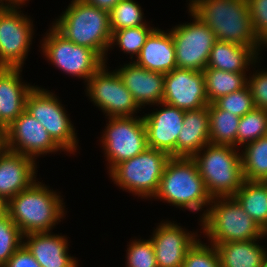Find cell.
Returning a JSON list of instances; mask_svg holds the SVG:
<instances>
[{
  "instance_id": "obj_7",
  "label": "cell",
  "mask_w": 267,
  "mask_h": 267,
  "mask_svg": "<svg viewBox=\"0 0 267 267\" xmlns=\"http://www.w3.org/2000/svg\"><path fill=\"white\" fill-rule=\"evenodd\" d=\"M170 158L167 153L148 147L135 157L117 164L108 173L109 178L120 190L141 200H153Z\"/></svg>"
},
{
  "instance_id": "obj_33",
  "label": "cell",
  "mask_w": 267,
  "mask_h": 267,
  "mask_svg": "<svg viewBox=\"0 0 267 267\" xmlns=\"http://www.w3.org/2000/svg\"><path fill=\"white\" fill-rule=\"evenodd\" d=\"M23 244V234L6 213L0 218V267H3L14 252Z\"/></svg>"
},
{
  "instance_id": "obj_45",
  "label": "cell",
  "mask_w": 267,
  "mask_h": 267,
  "mask_svg": "<svg viewBox=\"0 0 267 267\" xmlns=\"http://www.w3.org/2000/svg\"><path fill=\"white\" fill-rule=\"evenodd\" d=\"M262 267H267V258L266 261L263 263Z\"/></svg>"
},
{
  "instance_id": "obj_31",
  "label": "cell",
  "mask_w": 267,
  "mask_h": 267,
  "mask_svg": "<svg viewBox=\"0 0 267 267\" xmlns=\"http://www.w3.org/2000/svg\"><path fill=\"white\" fill-rule=\"evenodd\" d=\"M155 28L150 25H142L114 31L109 51L118 47L124 54H130L129 58L133 62L145 44L146 39Z\"/></svg>"
},
{
  "instance_id": "obj_8",
  "label": "cell",
  "mask_w": 267,
  "mask_h": 267,
  "mask_svg": "<svg viewBox=\"0 0 267 267\" xmlns=\"http://www.w3.org/2000/svg\"><path fill=\"white\" fill-rule=\"evenodd\" d=\"M59 96L36 85L26 99V111L45 128L51 138L69 156L76 155L79 146L76 127Z\"/></svg>"
},
{
  "instance_id": "obj_37",
  "label": "cell",
  "mask_w": 267,
  "mask_h": 267,
  "mask_svg": "<svg viewBox=\"0 0 267 267\" xmlns=\"http://www.w3.org/2000/svg\"><path fill=\"white\" fill-rule=\"evenodd\" d=\"M261 59H263L262 56L252 66L253 72L249 71L251 73L248 74V87L251 90L255 107L267 110V68L266 70L264 68L259 69Z\"/></svg>"
},
{
  "instance_id": "obj_23",
  "label": "cell",
  "mask_w": 267,
  "mask_h": 267,
  "mask_svg": "<svg viewBox=\"0 0 267 267\" xmlns=\"http://www.w3.org/2000/svg\"><path fill=\"white\" fill-rule=\"evenodd\" d=\"M252 47L216 40L206 68H215L232 73H249L252 66L261 57Z\"/></svg>"
},
{
  "instance_id": "obj_12",
  "label": "cell",
  "mask_w": 267,
  "mask_h": 267,
  "mask_svg": "<svg viewBox=\"0 0 267 267\" xmlns=\"http://www.w3.org/2000/svg\"><path fill=\"white\" fill-rule=\"evenodd\" d=\"M103 64L84 84L88 100L103 112L105 118L132 117L142 110L123 84L116 70ZM140 111V112H139Z\"/></svg>"
},
{
  "instance_id": "obj_16",
  "label": "cell",
  "mask_w": 267,
  "mask_h": 267,
  "mask_svg": "<svg viewBox=\"0 0 267 267\" xmlns=\"http://www.w3.org/2000/svg\"><path fill=\"white\" fill-rule=\"evenodd\" d=\"M153 106L159 109H154ZM150 107H153V110L142 115L147 146L163 151L170 157H177V138L182 130L185 110L163 102Z\"/></svg>"
},
{
  "instance_id": "obj_34",
  "label": "cell",
  "mask_w": 267,
  "mask_h": 267,
  "mask_svg": "<svg viewBox=\"0 0 267 267\" xmlns=\"http://www.w3.org/2000/svg\"><path fill=\"white\" fill-rule=\"evenodd\" d=\"M125 267H158L153 244L149 239H132L128 242Z\"/></svg>"
},
{
  "instance_id": "obj_17",
  "label": "cell",
  "mask_w": 267,
  "mask_h": 267,
  "mask_svg": "<svg viewBox=\"0 0 267 267\" xmlns=\"http://www.w3.org/2000/svg\"><path fill=\"white\" fill-rule=\"evenodd\" d=\"M163 103L185 111L208 106L204 72L175 68L166 73Z\"/></svg>"
},
{
  "instance_id": "obj_28",
  "label": "cell",
  "mask_w": 267,
  "mask_h": 267,
  "mask_svg": "<svg viewBox=\"0 0 267 267\" xmlns=\"http://www.w3.org/2000/svg\"><path fill=\"white\" fill-rule=\"evenodd\" d=\"M209 109V140L211 144L237 148V130L240 117L218 109L213 103Z\"/></svg>"
},
{
  "instance_id": "obj_9",
  "label": "cell",
  "mask_w": 267,
  "mask_h": 267,
  "mask_svg": "<svg viewBox=\"0 0 267 267\" xmlns=\"http://www.w3.org/2000/svg\"><path fill=\"white\" fill-rule=\"evenodd\" d=\"M40 41V48L45 60L62 73L77 77L85 84L104 64V60L92 49L75 44L49 25Z\"/></svg>"
},
{
  "instance_id": "obj_3",
  "label": "cell",
  "mask_w": 267,
  "mask_h": 267,
  "mask_svg": "<svg viewBox=\"0 0 267 267\" xmlns=\"http://www.w3.org/2000/svg\"><path fill=\"white\" fill-rule=\"evenodd\" d=\"M153 199L194 214L200 211L199 223L206 215L212 200L196 162L186 157H171L167 161Z\"/></svg>"
},
{
  "instance_id": "obj_30",
  "label": "cell",
  "mask_w": 267,
  "mask_h": 267,
  "mask_svg": "<svg viewBox=\"0 0 267 267\" xmlns=\"http://www.w3.org/2000/svg\"><path fill=\"white\" fill-rule=\"evenodd\" d=\"M140 4L136 0H120L109 11V26L111 33L124 28L150 25Z\"/></svg>"
},
{
  "instance_id": "obj_13",
  "label": "cell",
  "mask_w": 267,
  "mask_h": 267,
  "mask_svg": "<svg viewBox=\"0 0 267 267\" xmlns=\"http://www.w3.org/2000/svg\"><path fill=\"white\" fill-rule=\"evenodd\" d=\"M187 11L190 19H193L169 29L175 46L177 68L203 71L216 37L188 8Z\"/></svg>"
},
{
  "instance_id": "obj_24",
  "label": "cell",
  "mask_w": 267,
  "mask_h": 267,
  "mask_svg": "<svg viewBox=\"0 0 267 267\" xmlns=\"http://www.w3.org/2000/svg\"><path fill=\"white\" fill-rule=\"evenodd\" d=\"M209 143L208 106L185 111L182 130L177 138V157L192 158Z\"/></svg>"
},
{
  "instance_id": "obj_26",
  "label": "cell",
  "mask_w": 267,
  "mask_h": 267,
  "mask_svg": "<svg viewBox=\"0 0 267 267\" xmlns=\"http://www.w3.org/2000/svg\"><path fill=\"white\" fill-rule=\"evenodd\" d=\"M233 197L262 230L267 227V182L244 180Z\"/></svg>"
},
{
  "instance_id": "obj_25",
  "label": "cell",
  "mask_w": 267,
  "mask_h": 267,
  "mask_svg": "<svg viewBox=\"0 0 267 267\" xmlns=\"http://www.w3.org/2000/svg\"><path fill=\"white\" fill-rule=\"evenodd\" d=\"M264 239L266 240L263 236L251 241H231L213 245L218 251L221 267H262L267 258L266 245L260 244Z\"/></svg>"
},
{
  "instance_id": "obj_40",
  "label": "cell",
  "mask_w": 267,
  "mask_h": 267,
  "mask_svg": "<svg viewBox=\"0 0 267 267\" xmlns=\"http://www.w3.org/2000/svg\"><path fill=\"white\" fill-rule=\"evenodd\" d=\"M98 8L110 11L120 0H82Z\"/></svg>"
},
{
  "instance_id": "obj_43",
  "label": "cell",
  "mask_w": 267,
  "mask_h": 267,
  "mask_svg": "<svg viewBox=\"0 0 267 267\" xmlns=\"http://www.w3.org/2000/svg\"><path fill=\"white\" fill-rule=\"evenodd\" d=\"M7 213L6 202L0 199V218H2Z\"/></svg>"
},
{
  "instance_id": "obj_6",
  "label": "cell",
  "mask_w": 267,
  "mask_h": 267,
  "mask_svg": "<svg viewBox=\"0 0 267 267\" xmlns=\"http://www.w3.org/2000/svg\"><path fill=\"white\" fill-rule=\"evenodd\" d=\"M199 225L210 244L251 241L264 236L260 226L234 197L213 198Z\"/></svg>"
},
{
  "instance_id": "obj_18",
  "label": "cell",
  "mask_w": 267,
  "mask_h": 267,
  "mask_svg": "<svg viewBox=\"0 0 267 267\" xmlns=\"http://www.w3.org/2000/svg\"><path fill=\"white\" fill-rule=\"evenodd\" d=\"M115 70L141 109L163 102L165 74L149 71L131 61Z\"/></svg>"
},
{
  "instance_id": "obj_44",
  "label": "cell",
  "mask_w": 267,
  "mask_h": 267,
  "mask_svg": "<svg viewBox=\"0 0 267 267\" xmlns=\"http://www.w3.org/2000/svg\"><path fill=\"white\" fill-rule=\"evenodd\" d=\"M264 237L267 238V227L263 230Z\"/></svg>"
},
{
  "instance_id": "obj_38",
  "label": "cell",
  "mask_w": 267,
  "mask_h": 267,
  "mask_svg": "<svg viewBox=\"0 0 267 267\" xmlns=\"http://www.w3.org/2000/svg\"><path fill=\"white\" fill-rule=\"evenodd\" d=\"M256 36L267 48V0H247Z\"/></svg>"
},
{
  "instance_id": "obj_14",
  "label": "cell",
  "mask_w": 267,
  "mask_h": 267,
  "mask_svg": "<svg viewBox=\"0 0 267 267\" xmlns=\"http://www.w3.org/2000/svg\"><path fill=\"white\" fill-rule=\"evenodd\" d=\"M7 139L8 150L32 158L35 162L50 153H66L26 110L7 128Z\"/></svg>"
},
{
  "instance_id": "obj_42",
  "label": "cell",
  "mask_w": 267,
  "mask_h": 267,
  "mask_svg": "<svg viewBox=\"0 0 267 267\" xmlns=\"http://www.w3.org/2000/svg\"><path fill=\"white\" fill-rule=\"evenodd\" d=\"M25 0H0V7H13L21 4Z\"/></svg>"
},
{
  "instance_id": "obj_15",
  "label": "cell",
  "mask_w": 267,
  "mask_h": 267,
  "mask_svg": "<svg viewBox=\"0 0 267 267\" xmlns=\"http://www.w3.org/2000/svg\"><path fill=\"white\" fill-rule=\"evenodd\" d=\"M198 233L201 231H189L176 221L161 220L149 235L158 267H183L186 252L203 237Z\"/></svg>"
},
{
  "instance_id": "obj_4",
  "label": "cell",
  "mask_w": 267,
  "mask_h": 267,
  "mask_svg": "<svg viewBox=\"0 0 267 267\" xmlns=\"http://www.w3.org/2000/svg\"><path fill=\"white\" fill-rule=\"evenodd\" d=\"M51 25L71 42L94 50L108 64L112 33L109 11L82 0L70 1Z\"/></svg>"
},
{
  "instance_id": "obj_2",
  "label": "cell",
  "mask_w": 267,
  "mask_h": 267,
  "mask_svg": "<svg viewBox=\"0 0 267 267\" xmlns=\"http://www.w3.org/2000/svg\"><path fill=\"white\" fill-rule=\"evenodd\" d=\"M38 180L6 203L7 214L23 235L52 232L67 214L61 192Z\"/></svg>"
},
{
  "instance_id": "obj_19",
  "label": "cell",
  "mask_w": 267,
  "mask_h": 267,
  "mask_svg": "<svg viewBox=\"0 0 267 267\" xmlns=\"http://www.w3.org/2000/svg\"><path fill=\"white\" fill-rule=\"evenodd\" d=\"M23 68L0 67V128L9 125L26 109V99L36 86L22 78Z\"/></svg>"
},
{
  "instance_id": "obj_11",
  "label": "cell",
  "mask_w": 267,
  "mask_h": 267,
  "mask_svg": "<svg viewBox=\"0 0 267 267\" xmlns=\"http://www.w3.org/2000/svg\"><path fill=\"white\" fill-rule=\"evenodd\" d=\"M27 1L0 7V67L24 68L26 64L35 34L34 20L21 10Z\"/></svg>"
},
{
  "instance_id": "obj_1",
  "label": "cell",
  "mask_w": 267,
  "mask_h": 267,
  "mask_svg": "<svg viewBox=\"0 0 267 267\" xmlns=\"http://www.w3.org/2000/svg\"><path fill=\"white\" fill-rule=\"evenodd\" d=\"M187 2L186 7L212 30L216 40L252 47L260 55L266 48L254 32L247 0Z\"/></svg>"
},
{
  "instance_id": "obj_36",
  "label": "cell",
  "mask_w": 267,
  "mask_h": 267,
  "mask_svg": "<svg viewBox=\"0 0 267 267\" xmlns=\"http://www.w3.org/2000/svg\"><path fill=\"white\" fill-rule=\"evenodd\" d=\"M221 110L228 111L239 117L244 116L255 108L251 90L248 85L236 92L224 95L213 102Z\"/></svg>"
},
{
  "instance_id": "obj_21",
  "label": "cell",
  "mask_w": 267,
  "mask_h": 267,
  "mask_svg": "<svg viewBox=\"0 0 267 267\" xmlns=\"http://www.w3.org/2000/svg\"><path fill=\"white\" fill-rule=\"evenodd\" d=\"M37 163L23 154L7 150L0 157V199L7 203L36 181Z\"/></svg>"
},
{
  "instance_id": "obj_39",
  "label": "cell",
  "mask_w": 267,
  "mask_h": 267,
  "mask_svg": "<svg viewBox=\"0 0 267 267\" xmlns=\"http://www.w3.org/2000/svg\"><path fill=\"white\" fill-rule=\"evenodd\" d=\"M3 267H41L27 247L22 244Z\"/></svg>"
},
{
  "instance_id": "obj_20",
  "label": "cell",
  "mask_w": 267,
  "mask_h": 267,
  "mask_svg": "<svg viewBox=\"0 0 267 267\" xmlns=\"http://www.w3.org/2000/svg\"><path fill=\"white\" fill-rule=\"evenodd\" d=\"M69 243L68 237L62 233L41 232L23 235V244L41 267H79L78 258L69 253Z\"/></svg>"
},
{
  "instance_id": "obj_29",
  "label": "cell",
  "mask_w": 267,
  "mask_h": 267,
  "mask_svg": "<svg viewBox=\"0 0 267 267\" xmlns=\"http://www.w3.org/2000/svg\"><path fill=\"white\" fill-rule=\"evenodd\" d=\"M244 180L267 182V135L241 149Z\"/></svg>"
},
{
  "instance_id": "obj_27",
  "label": "cell",
  "mask_w": 267,
  "mask_h": 267,
  "mask_svg": "<svg viewBox=\"0 0 267 267\" xmlns=\"http://www.w3.org/2000/svg\"><path fill=\"white\" fill-rule=\"evenodd\" d=\"M205 91L209 104L218 98L239 91L248 85L249 73H232L215 68H205Z\"/></svg>"
},
{
  "instance_id": "obj_32",
  "label": "cell",
  "mask_w": 267,
  "mask_h": 267,
  "mask_svg": "<svg viewBox=\"0 0 267 267\" xmlns=\"http://www.w3.org/2000/svg\"><path fill=\"white\" fill-rule=\"evenodd\" d=\"M267 135V110L254 108L240 117L237 130V148Z\"/></svg>"
},
{
  "instance_id": "obj_41",
  "label": "cell",
  "mask_w": 267,
  "mask_h": 267,
  "mask_svg": "<svg viewBox=\"0 0 267 267\" xmlns=\"http://www.w3.org/2000/svg\"><path fill=\"white\" fill-rule=\"evenodd\" d=\"M8 150L7 130L0 128V157Z\"/></svg>"
},
{
  "instance_id": "obj_10",
  "label": "cell",
  "mask_w": 267,
  "mask_h": 267,
  "mask_svg": "<svg viewBox=\"0 0 267 267\" xmlns=\"http://www.w3.org/2000/svg\"><path fill=\"white\" fill-rule=\"evenodd\" d=\"M106 119L99 141L109 173L117 164L135 157L148 146L142 115Z\"/></svg>"
},
{
  "instance_id": "obj_35",
  "label": "cell",
  "mask_w": 267,
  "mask_h": 267,
  "mask_svg": "<svg viewBox=\"0 0 267 267\" xmlns=\"http://www.w3.org/2000/svg\"><path fill=\"white\" fill-rule=\"evenodd\" d=\"M183 267H221L215 245L199 238L186 252Z\"/></svg>"
},
{
  "instance_id": "obj_22",
  "label": "cell",
  "mask_w": 267,
  "mask_h": 267,
  "mask_svg": "<svg viewBox=\"0 0 267 267\" xmlns=\"http://www.w3.org/2000/svg\"><path fill=\"white\" fill-rule=\"evenodd\" d=\"M133 62L144 69L163 74L177 68L175 46L169 29L165 31L156 27Z\"/></svg>"
},
{
  "instance_id": "obj_5",
  "label": "cell",
  "mask_w": 267,
  "mask_h": 267,
  "mask_svg": "<svg viewBox=\"0 0 267 267\" xmlns=\"http://www.w3.org/2000/svg\"><path fill=\"white\" fill-rule=\"evenodd\" d=\"M192 159L212 199L233 197L244 182L241 152L236 147L209 143Z\"/></svg>"
}]
</instances>
